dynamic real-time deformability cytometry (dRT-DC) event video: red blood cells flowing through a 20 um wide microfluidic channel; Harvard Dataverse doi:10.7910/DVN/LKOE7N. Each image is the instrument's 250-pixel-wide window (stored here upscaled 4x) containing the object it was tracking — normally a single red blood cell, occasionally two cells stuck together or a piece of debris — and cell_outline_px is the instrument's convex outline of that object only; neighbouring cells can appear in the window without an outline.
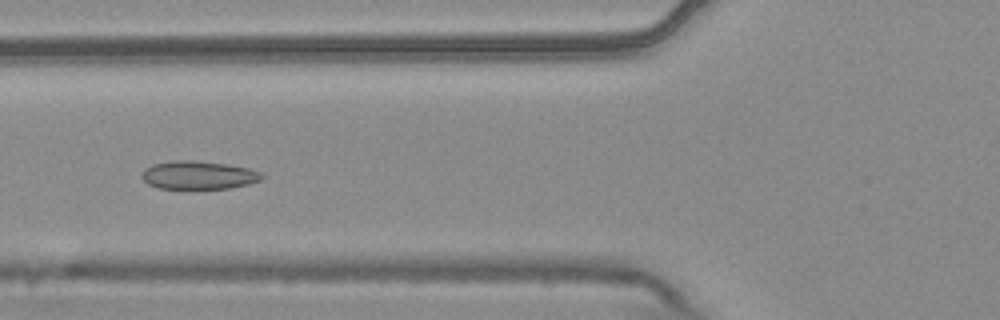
{"species": "common noctule bat (a hibernating species)", "species_latin": "Nyctalus noctula", "temperature_condition": "warm", "stored_images_in_passage": 6, "camera_frame_rate_fps": 3000, "um_per_image_px": 0.085, "animal": {"sex": "male", "body_mass_g": 20.4}, "frame": {"image": 1, "passage_image": 6, "time_ms": 1.667, "image_size_px": [1000, 320], "cell_outline_px": [[264, 176], [260, 180], [248, 184], [228, 188], [160, 188], [148, 184], [144, 180], [144, 168], [152, 164], [172, 160], [192, 160], [228, 164], [248, 168], [260, 172]], "centroid_in_image_um": [16.88, 14.87], "position_along_channel_um": 108.9, "area_um2": 19.54}}